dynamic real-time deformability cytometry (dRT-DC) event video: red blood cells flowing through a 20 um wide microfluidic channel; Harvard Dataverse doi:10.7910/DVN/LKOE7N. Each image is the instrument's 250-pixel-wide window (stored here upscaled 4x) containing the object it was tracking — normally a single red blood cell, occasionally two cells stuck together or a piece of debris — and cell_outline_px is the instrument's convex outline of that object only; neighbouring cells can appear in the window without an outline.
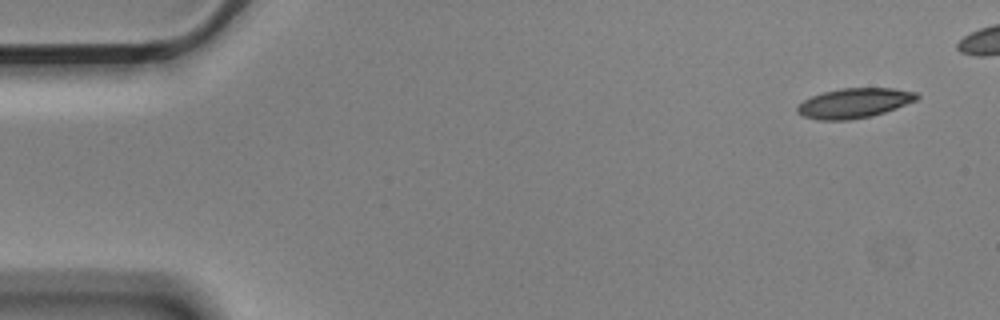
{"species": "Egyptian fruit bat (a non-hibernating species)", "species_latin": "Rousettus aegyptiacus", "temperature_condition": "cold", "stored_images_in_passage": 5, "camera_frame_rate_fps": 3000, "um_per_image_px": 0.085, "animal": {"sex": "male"}, "frame": {"image": 1, "passage_image": 1, "time_ms": 0.0, "image_size_px": [1000, 320], "cell_outline_px": [[920, 96], [916, 100], [896, 108], [872, 116], [848, 120], [820, 120], [804, 116], [796, 112], [796, 108], [804, 100], [812, 96], [824, 92], [840, 88], [892, 88], [916, 92]], "centroid_in_image_um": [72.61, 8.76], "position_along_channel_um": 12.4, "area_um2": 20.63}}